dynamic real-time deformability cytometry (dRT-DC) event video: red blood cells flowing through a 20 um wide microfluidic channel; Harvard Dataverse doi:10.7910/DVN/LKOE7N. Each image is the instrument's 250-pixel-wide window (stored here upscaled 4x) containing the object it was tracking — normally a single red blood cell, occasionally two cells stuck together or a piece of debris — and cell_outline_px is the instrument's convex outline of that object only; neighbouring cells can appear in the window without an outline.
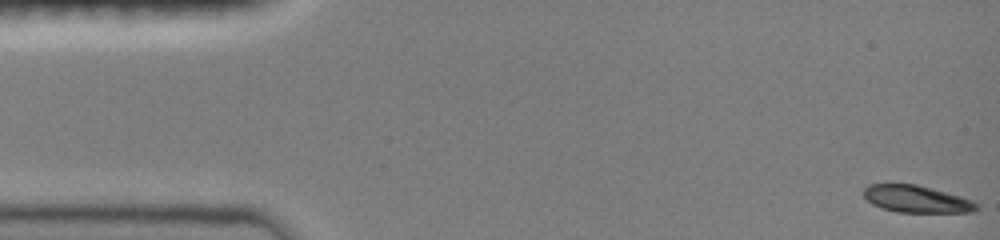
{"species": "common noctule bat (a hibernating species)", "species_latin": "Nyctalus noctula", "temperature_condition": "room temperature", "stored_images_in_passage": 48, "camera_frame_rate_fps": 3000, "um_per_image_px": 0.085, "animal": {"sex": "female", "body_mass_g": 19.0, "forearm_length_mm": 51.5}, "frame": {"image": 1, "passage_image": 1, "time_ms": 0.0, "image_size_px": [1000, 240], "cell_outline_px": [[976, 208], [972, 212], [896, 212], [880, 208], [872, 204], [860, 192], [868, 184], [916, 184], [960, 196], [972, 200], [976, 204]], "centroid_in_image_um": [77.82, 16.91], "position_along_channel_um": 7.2, "area_um2": 17.74}}
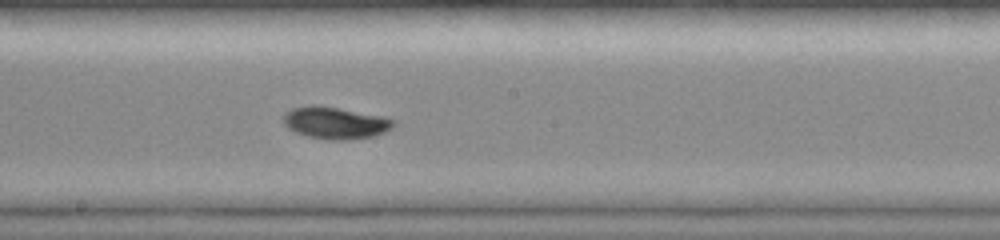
{"frame": {"image": 2, "passage_image": 24, "time_ms": 8.333, "image_size_px": [1000, 240], "cell_outline_px": [[396, 124], [392, 128], [384, 132], [372, 136], [348, 140], [332, 140], [308, 136], [296, 132], [288, 128], [284, 124], [284, 116], [292, 108], [308, 104], [320, 104], [384, 116], [396, 120]], "centroid_in_image_um": [28.53, 10.42], "position_along_channel_um": 219.7, "area_um2": 20.75}}
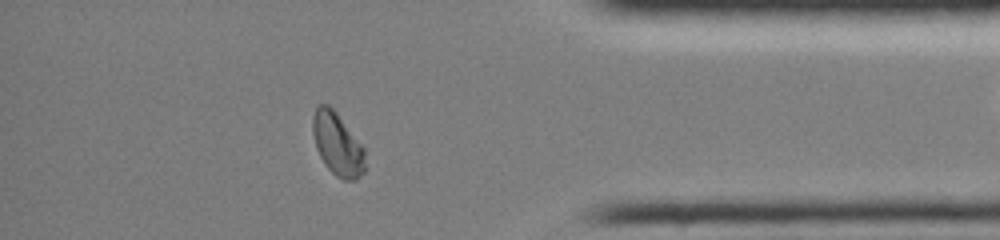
{"frame": {"image": 3, "passage_image": 40, "time_ms": 13.333, "image_size_px": [1000, 240], "cell_outline_px": [[364, 172], [356, 180], [344, 180], [336, 176], [324, 164], [316, 148], [312, 132], [312, 116], [316, 104], [328, 104], [336, 112], [364, 148]], "centroid_in_image_um": [28.65, 12.24], "position_along_channel_um": 406.6, "area_um2": 19.13}, "authors_computed_cell_mechanics": {"area_um2": 19.2474, "velocity_mm_per_s": 4.0347, "shape_relaxation_time_tau1_ms": 5.8191, "shape_relaxation_time_tau2_ms": 1.1528, "deformation_change_tau1": 0.1776, "deformation_change_tau2": 0.0283}}